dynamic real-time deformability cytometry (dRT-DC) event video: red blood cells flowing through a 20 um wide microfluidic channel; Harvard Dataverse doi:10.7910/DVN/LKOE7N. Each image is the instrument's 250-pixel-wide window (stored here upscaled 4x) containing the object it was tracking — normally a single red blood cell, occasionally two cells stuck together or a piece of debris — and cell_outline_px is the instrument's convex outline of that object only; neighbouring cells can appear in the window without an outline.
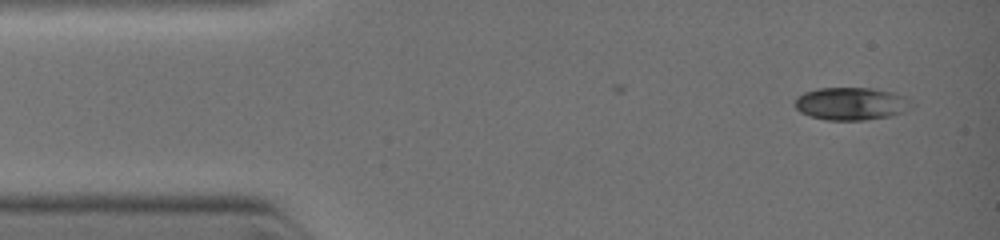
{"species": "common noctule bat (a hibernating species)", "species_latin": "Nyctalus noctula", "temperature_condition": "warm", "stored_images_in_passage": 6, "camera_frame_rate_fps": 3000, "um_per_image_px": 0.085, "animal": {"sex": "female", "body_mass_g": 19.0, "forearm_length_mm": 51.5}, "frame": {"image": 1, "passage_image": 1, "time_ms": 0.0, "image_size_px": [1000, 240], "cell_outline_px": [[916, 104], [904, 112], [892, 116], [864, 120], [824, 120], [808, 116], [800, 112], [796, 108], [796, 96], [804, 92], [816, 88], [872, 88], [892, 92], [904, 96]], "centroid_in_image_um": [72.37, 8.82], "position_along_channel_um": 12.6, "area_um2": 22.54}}
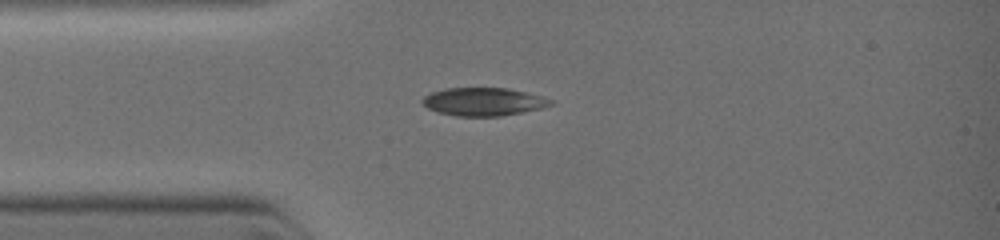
{"frame": {"image": 2, "passage_image": 3, "time_ms": 2.0, "image_size_px": [1000, 240], "cell_outline_px": [[556, 104], [544, 108], [500, 116], [456, 116], [440, 112], [428, 108], [420, 100], [424, 96], [432, 92], [448, 88], [508, 88], [544, 96], [556, 100]], "centroid_in_image_um": [41.19, 8.64], "position_along_channel_um": 43.8, "area_um2": 21.15}}
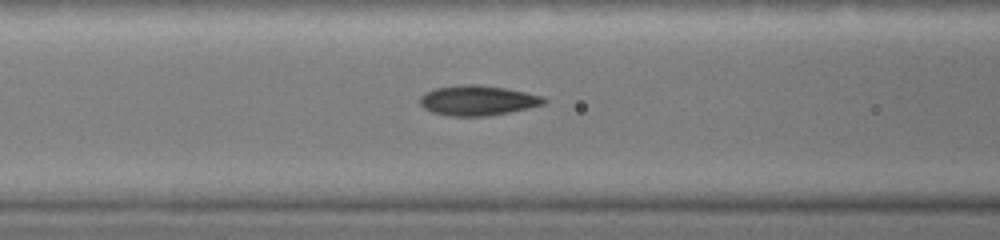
{"frame": {"image": 3, "passage_image": 6, "time_ms": 3.667, "image_size_px": [1000, 240], "cell_outline_px": [[548, 100], [544, 104], [508, 112], [484, 116], [452, 116], [432, 112], [424, 108], [420, 104], [420, 96], [436, 88], [468, 84], [472, 84], [504, 88], [524, 92], [540, 96]], "centroid_in_image_um": [40.58, 8.54], "position_along_channel_um": 126.0, "area_um2": 21.15}}